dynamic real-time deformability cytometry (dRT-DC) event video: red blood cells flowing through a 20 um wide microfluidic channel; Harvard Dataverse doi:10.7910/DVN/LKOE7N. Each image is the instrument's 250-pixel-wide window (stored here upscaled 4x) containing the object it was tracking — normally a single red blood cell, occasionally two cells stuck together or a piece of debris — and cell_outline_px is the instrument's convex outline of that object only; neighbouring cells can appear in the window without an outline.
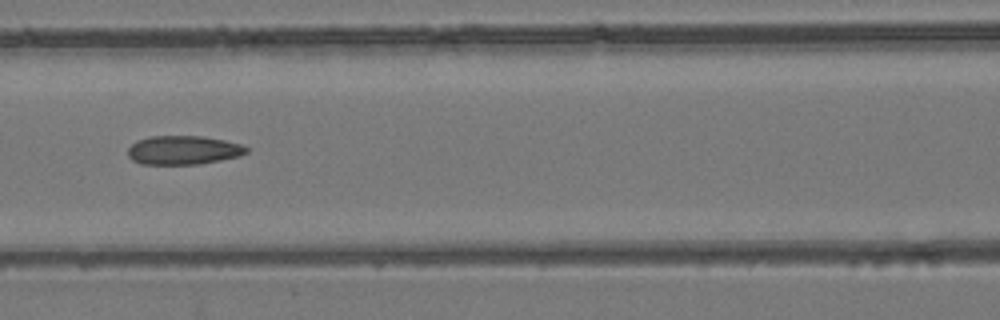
{"species": "common noctule bat (a hibernating species)", "species_latin": "Nyctalus noctula", "temperature_condition": "room temperature", "stored_images_in_passage": 7, "camera_frame_rate_fps": 3000, "um_per_image_px": 0.085, "animal": {"sex": "female", "body_mass_g": 24.6, "forearm_length_mm": 56.2}, "frame": {"image": 1, "passage_image": 7, "time_ms": 7.667, "image_size_px": [1000, 320], "cell_outline_px": [[248, 152], [236, 156], [220, 160], [196, 164], [140, 164], [132, 160], [128, 156], [128, 148], [136, 140], [152, 136], [200, 136], [224, 140], [240, 144], [248, 148]], "centroid_in_image_um": [15.53, 12.76], "position_along_channel_um": 151.1, "area_um2": 19.77}}